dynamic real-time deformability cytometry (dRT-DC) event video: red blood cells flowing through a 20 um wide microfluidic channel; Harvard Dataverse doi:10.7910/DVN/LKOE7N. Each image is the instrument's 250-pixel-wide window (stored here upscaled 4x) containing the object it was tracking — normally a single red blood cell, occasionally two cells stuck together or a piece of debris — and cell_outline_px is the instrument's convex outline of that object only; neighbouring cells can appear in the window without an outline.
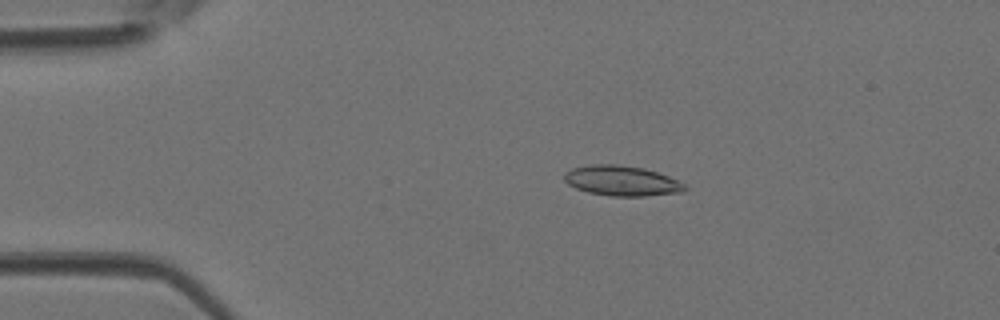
{"species": "Egyptian fruit bat (a non-hibernating species)", "species_latin": "Rousettus aegyptiacus", "temperature_condition": "room temperature", "stored_images_in_passage": 42, "camera_frame_rate_fps": 3000, "um_per_image_px": 0.085, "animal": {"sex": "female"}, "frame": {"image": 1, "passage_image": 6, "time_ms": 1.667, "image_size_px": [1000, 320], "cell_outline_px": [[688, 188], [680, 192], [644, 196], [608, 196], [588, 192], [576, 188], [568, 184], [564, 180], [564, 172], [572, 168], [592, 164], [616, 164], [644, 168], [668, 176], [684, 184]], "centroid_in_image_um": [52.81, 15.36], "position_along_channel_um": 32.2, "area_um2": 21.1}}
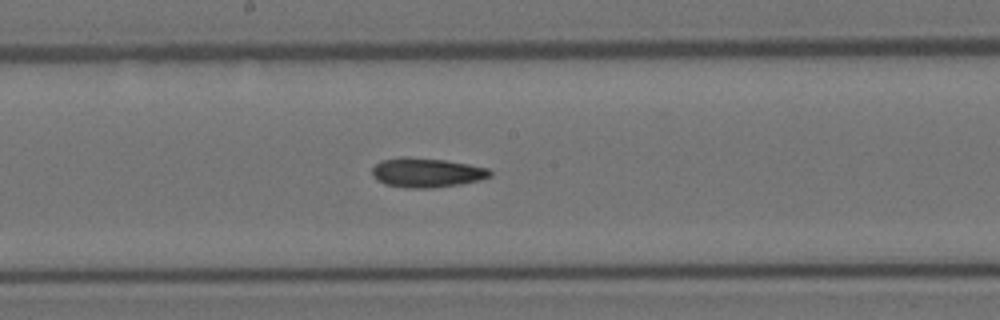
{"frame": {"image": 2, "passage_image": 21, "time_ms": 6.667, "image_size_px": [1000, 320], "cell_outline_px": [[492, 176], [480, 180], [460, 184], [432, 188], [408, 188], [384, 184], [376, 180], [372, 176], [372, 168], [380, 160], [404, 156], [444, 160], [468, 164], [488, 168], [492, 172]], "centroid_in_image_um": [36.24, 14.67], "position_along_channel_um": 212.0, "area_um2": 20.35}}
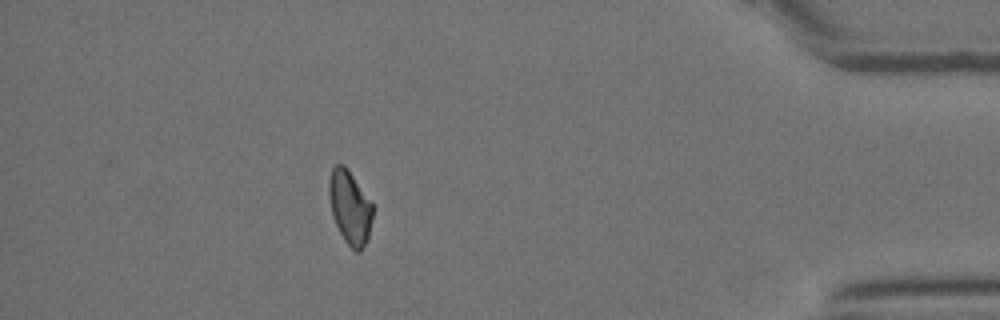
{"frame": {"image": 3, "passage_image": 37, "time_ms": 12.0, "image_size_px": [1000, 320], "cell_outline_px": [[372, 220], [368, 240], [360, 252], [356, 252], [344, 240], [332, 216], [328, 196], [328, 180], [332, 168], [336, 164], [344, 164], [372, 200]], "centroid_in_image_um": [29.74, 17.6], "position_along_channel_um": 405.5, "area_um2": 19.07}}